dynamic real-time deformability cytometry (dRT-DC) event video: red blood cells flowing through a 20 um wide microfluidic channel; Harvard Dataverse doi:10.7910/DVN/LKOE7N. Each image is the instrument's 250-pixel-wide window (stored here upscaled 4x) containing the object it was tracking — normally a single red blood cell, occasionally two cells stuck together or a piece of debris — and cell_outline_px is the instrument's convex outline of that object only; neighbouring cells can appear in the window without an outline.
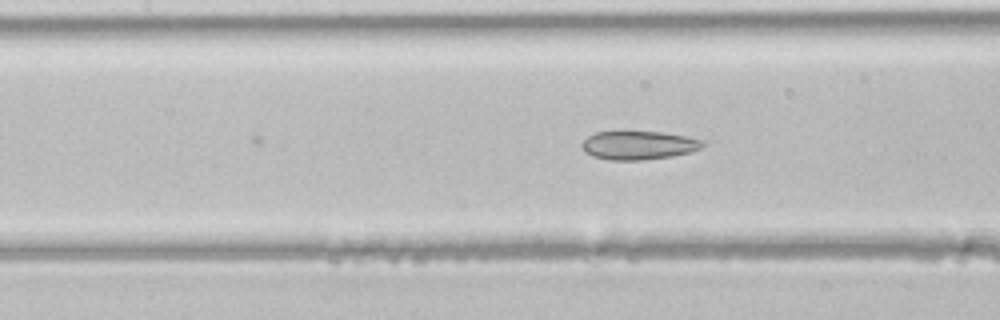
{"species": "common noctule bat (a hibernating species)", "species_latin": "Nyctalus noctula", "temperature_condition": "room temperature", "stored_images_in_passage": 12, "camera_frame_rate_fps": 3000, "um_per_image_px": 0.085, "animal": {"sex": "male", "body_mass_g": 21.5, "forearm_length_mm": 52.0}, "frame": {"image": 1, "passage_image": 12, "time_ms": 3.667, "image_size_px": [1000, 320], "cell_outline_px": [[704, 144], [700, 148], [692, 152], [672, 156], [640, 160], [608, 160], [592, 156], [584, 152], [584, 140], [588, 136], [596, 132], [664, 132], [688, 136], [704, 140]], "centroid_in_image_um": [54.32, 12.35], "position_along_channel_um": 153.1, "area_um2": 20.06}}